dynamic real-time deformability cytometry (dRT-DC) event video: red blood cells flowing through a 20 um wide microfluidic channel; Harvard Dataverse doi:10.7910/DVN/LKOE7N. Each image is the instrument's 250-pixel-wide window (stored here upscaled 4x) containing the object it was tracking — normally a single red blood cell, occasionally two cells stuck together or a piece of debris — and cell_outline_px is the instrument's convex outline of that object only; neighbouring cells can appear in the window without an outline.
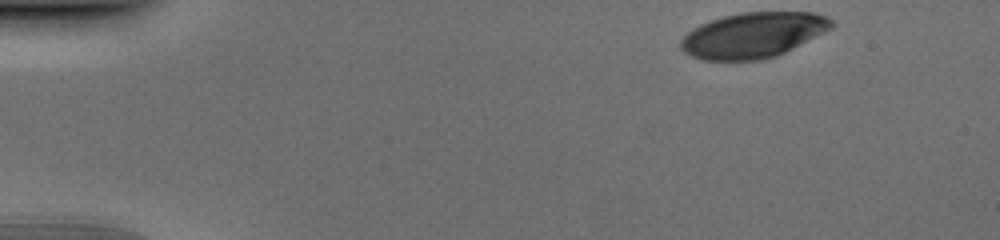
{"species": "human", "species_latin": "Homo sapiens", "temperature_condition": "cold", "stored_images_in_passage": 40, "camera_frame_rate_fps": 3000, "um_per_image_px": 0.085, "donor": {"sex": "male"}, "frame": {"image": 1, "passage_image": 1, "time_ms": 0.0, "image_size_px": [1000, 240], "cell_outline_px": [[836, 24], [832, 28], [776, 56], [760, 60], [700, 60], [684, 52], [680, 48], [680, 40], [688, 32], [700, 24], [724, 16], [740, 12], [816, 12], [828, 16]], "centroid_in_image_um": [64.02, 2.98], "position_along_channel_um": 21.0, "area_um2": 39.82}}
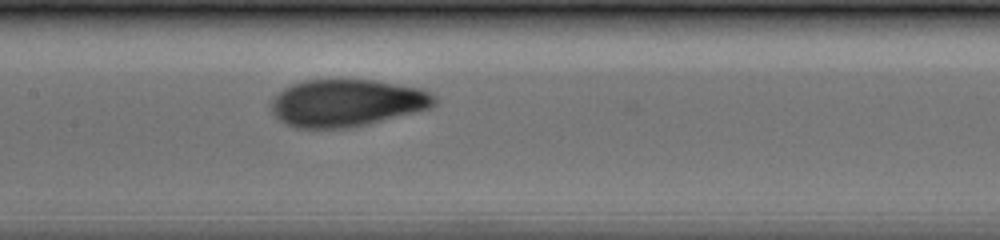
{"frame": {"image": 2, "passage_image": 21, "time_ms": 6.667, "image_size_px": [1000, 240], "cell_outline_px": [[436, 104], [432, 108], [356, 128], [296, 128], [284, 124], [272, 112], [272, 100], [284, 88], [292, 84], [308, 80], [372, 80], [424, 88], [432, 92], [436, 96]], "centroid_in_image_um": [29.55, 8.76], "position_along_channel_um": 177.8, "area_um2": 45.43}}
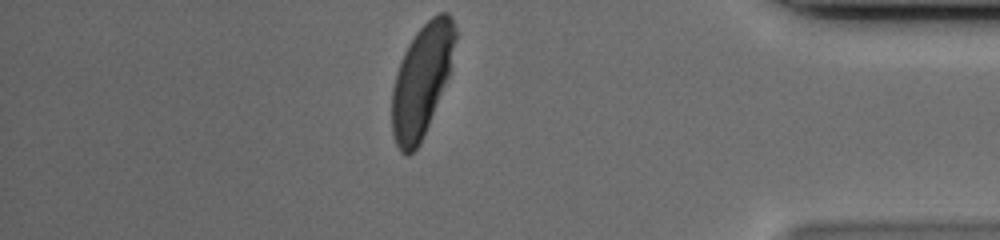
{"frame": {"image": 3, "passage_image": 40, "time_ms": 13.0, "image_size_px": [1000, 240], "cell_outline_px": [[456, 40], [448, 76], [424, 136], [420, 144], [408, 156], [404, 156], [400, 152], [396, 144], [392, 132], [392, 88], [396, 72], [400, 60], [408, 44], [416, 32], [432, 16], [440, 12], [448, 12], [456, 28]], "centroid_in_image_um": [35.83, 6.84], "position_along_channel_um": 399.4, "area_um2": 41.15}}